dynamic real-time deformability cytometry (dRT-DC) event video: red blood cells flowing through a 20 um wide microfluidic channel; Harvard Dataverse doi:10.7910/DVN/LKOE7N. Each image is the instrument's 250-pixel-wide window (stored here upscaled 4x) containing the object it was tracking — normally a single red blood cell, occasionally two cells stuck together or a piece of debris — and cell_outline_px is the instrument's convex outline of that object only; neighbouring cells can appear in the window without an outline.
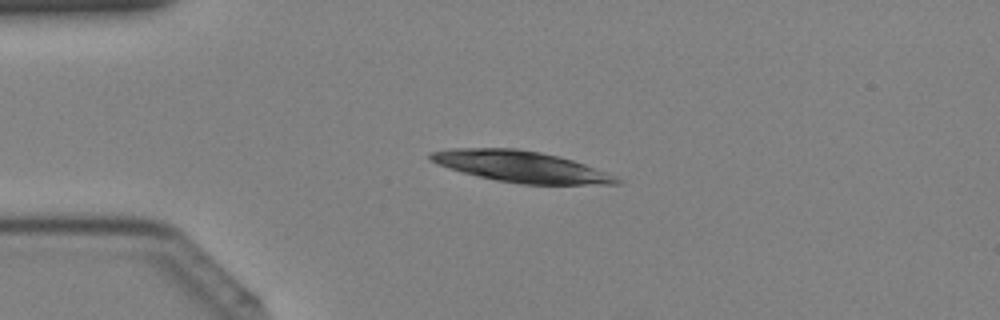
{"species": "Egyptian fruit bat (a non-hibernating species)", "species_latin": "Rousettus aegyptiacus", "temperature_condition": "cold", "stored_images_in_passage": 40, "camera_frame_rate_fps": 3000, "um_per_image_px": 0.085, "animal": {"sex": "female"}, "frame": {"image": 1, "passage_image": 9, "time_ms": 2.667, "image_size_px": [1000, 320], "cell_outline_px": [[624, 184], [520, 184], [496, 180], [448, 168], [436, 164], [428, 160], [428, 152], [452, 148], [516, 148], [540, 152], [572, 160], [584, 164], [616, 176], [624, 180]], "centroid_in_image_um": [44.26, 14.16], "position_along_channel_um": 40.7, "area_um2": 33.76}}
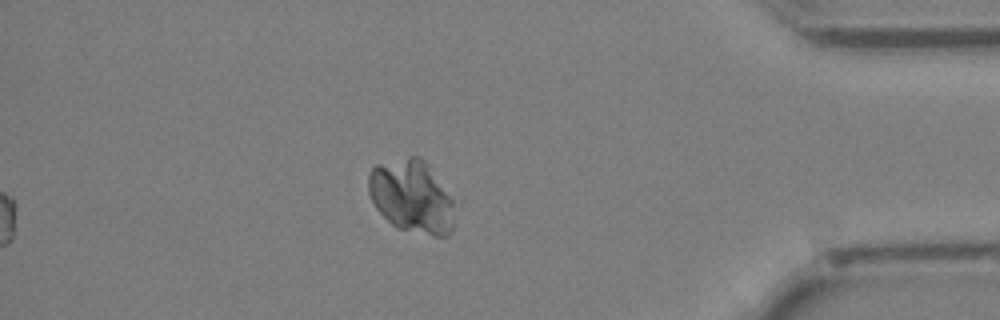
{"frame": {"image": 2, "passage_image": 35, "time_ms": 11.333, "image_size_px": [1000, 320], "cell_outline_px": [[452, 232], [448, 236], [432, 236], [396, 228], [376, 208], [368, 192], [368, 172], [376, 164], [408, 156], [420, 156], [428, 164], [452, 200]], "centroid_in_image_um": [34.95, 16.69], "position_along_channel_um": 400.2, "area_um2": 36.41}}